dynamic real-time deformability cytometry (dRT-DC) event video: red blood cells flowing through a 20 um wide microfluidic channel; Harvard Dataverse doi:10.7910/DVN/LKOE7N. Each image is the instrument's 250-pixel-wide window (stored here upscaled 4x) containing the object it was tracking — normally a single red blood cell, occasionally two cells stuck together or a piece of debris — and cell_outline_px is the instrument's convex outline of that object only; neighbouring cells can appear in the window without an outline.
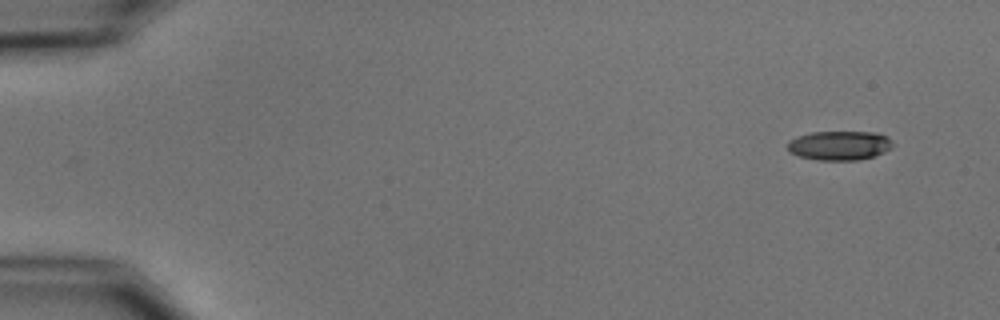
{"species": "common noctule bat (a hibernating species)", "species_latin": "Nyctalus noctula", "temperature_condition": "cold", "stored_images_in_passage": 2, "camera_frame_rate_fps": 3000, "um_per_image_px": 0.085, "animal": {"sex": "male", "body_mass_g": 15.6}, "frame": {"image": 1, "passage_image": 2, "time_ms": 1.0, "image_size_px": [1000, 320], "cell_outline_px": [[896, 144], [892, 148], [876, 156], [856, 160], [816, 160], [800, 156], [788, 152], [788, 140], [796, 136], [812, 132], [876, 132], [888, 136]], "centroid_in_image_um": [71.39, 12.36], "position_along_channel_um": 13.6, "area_um2": 18.26}}